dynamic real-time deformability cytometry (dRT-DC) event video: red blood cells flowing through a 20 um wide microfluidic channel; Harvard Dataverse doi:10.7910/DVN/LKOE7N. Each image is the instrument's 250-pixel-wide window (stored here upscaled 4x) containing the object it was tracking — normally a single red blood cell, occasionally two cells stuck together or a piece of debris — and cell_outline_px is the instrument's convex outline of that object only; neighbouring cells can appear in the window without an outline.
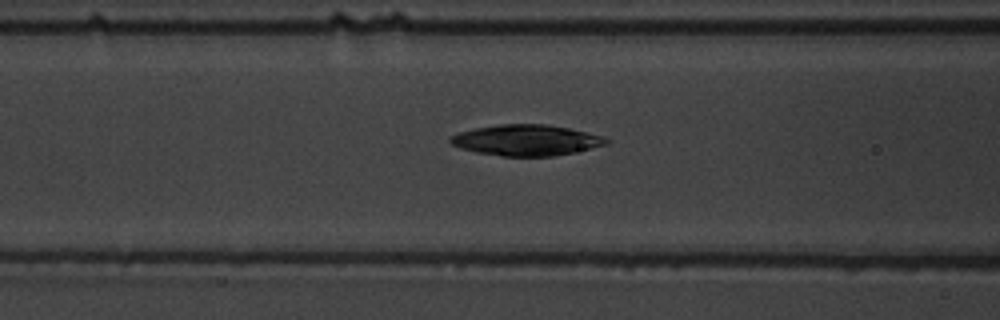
{"species": "common noctule bat (a hibernating species)", "species_latin": "Nyctalus noctula", "temperature_condition": "warm", "stored_images_in_passage": 5, "camera_frame_rate_fps": 3000, "um_per_image_px": 0.085, "animal": {"sex": "male", "body_mass_g": 19.5, "forearm_length_mm": 54.6}, "frame": {"image": 1, "passage_image": 5, "time_ms": 5.667, "image_size_px": [1000, 320], "cell_outline_px": [[608, 144], [556, 156], [500, 156], [476, 152], [460, 148], [452, 144], [448, 140], [448, 136], [460, 132], [476, 128], [500, 124], [548, 124], [568, 128], [604, 136], [608, 140]], "centroid_in_image_um": [44.71, 11.91], "position_along_channel_um": 121.9, "area_um2": 28.03}}